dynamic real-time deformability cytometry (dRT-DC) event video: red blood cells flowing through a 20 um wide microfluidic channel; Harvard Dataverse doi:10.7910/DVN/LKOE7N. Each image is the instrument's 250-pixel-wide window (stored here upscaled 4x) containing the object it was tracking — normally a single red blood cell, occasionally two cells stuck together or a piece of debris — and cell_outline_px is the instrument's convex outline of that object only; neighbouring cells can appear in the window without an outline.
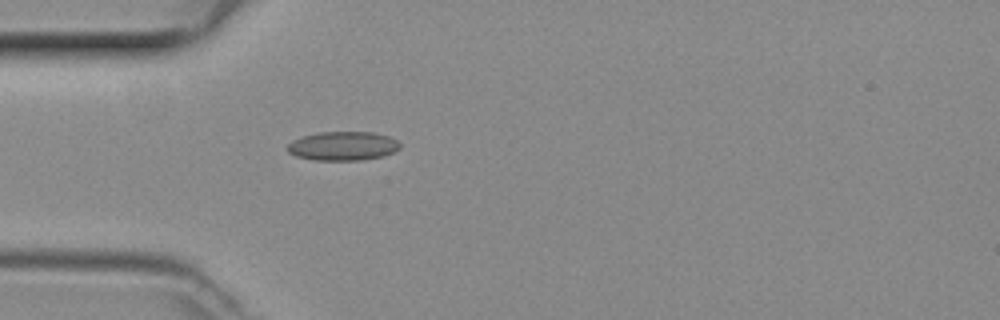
{"species": "common noctule bat (a hibernating species)", "species_latin": "Nyctalus noctula", "temperature_condition": "room temperature", "stored_images_in_passage": 11, "camera_frame_rate_fps": 3000, "um_per_image_px": 0.085, "animal": {"sex": "female", "body_mass_g": 29.2, "forearm_length_mm": 56.3}, "frame": {"image": 1, "passage_image": 1, "time_ms": 0.0, "image_size_px": [1000, 320], "cell_outline_px": [[400, 148], [384, 156], [360, 160], [312, 160], [296, 156], [288, 152], [288, 144], [292, 140], [316, 132], [372, 132], [388, 136], [396, 140], [400, 144]], "centroid_in_image_um": [29.13, 12.41], "position_along_channel_um": 55.9, "area_um2": 18.96}}
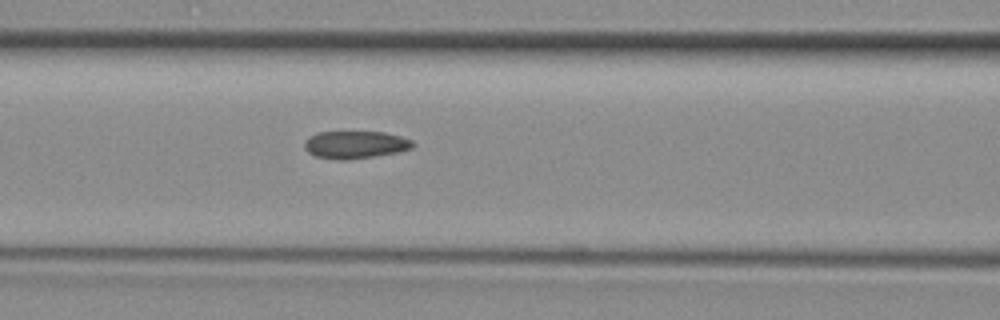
{"frame": {"image": 2, "passage_image": 7, "time_ms": 2.0, "image_size_px": [1000, 320], "cell_outline_px": [[416, 144], [412, 148], [396, 152], [372, 156], [344, 160], [340, 160], [316, 156], [308, 152], [304, 148], [304, 144], [312, 136], [320, 132], [384, 132], [400, 136], [412, 140]], "centroid_in_image_um": [30.23, 12.29], "position_along_channel_um": 136.4, "area_um2": 17.05}}
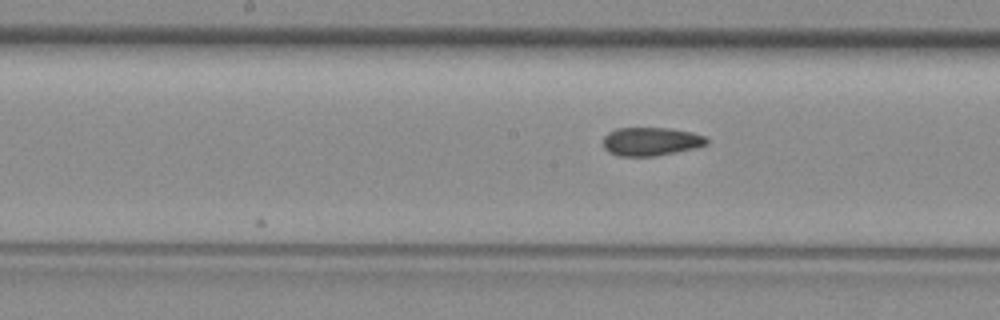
{"frame": {"image": 3, "passage_image": 11, "time_ms": 3.333, "image_size_px": [1000, 320], "cell_outline_px": [[708, 144], [696, 148], [656, 156], [620, 156], [608, 152], [604, 148], [604, 136], [608, 132], [616, 128], [672, 128], [692, 132], [704, 136], [708, 140]], "centroid_in_image_um": [55.34, 12.02], "position_along_channel_um": 192.9, "area_um2": 17.28}}